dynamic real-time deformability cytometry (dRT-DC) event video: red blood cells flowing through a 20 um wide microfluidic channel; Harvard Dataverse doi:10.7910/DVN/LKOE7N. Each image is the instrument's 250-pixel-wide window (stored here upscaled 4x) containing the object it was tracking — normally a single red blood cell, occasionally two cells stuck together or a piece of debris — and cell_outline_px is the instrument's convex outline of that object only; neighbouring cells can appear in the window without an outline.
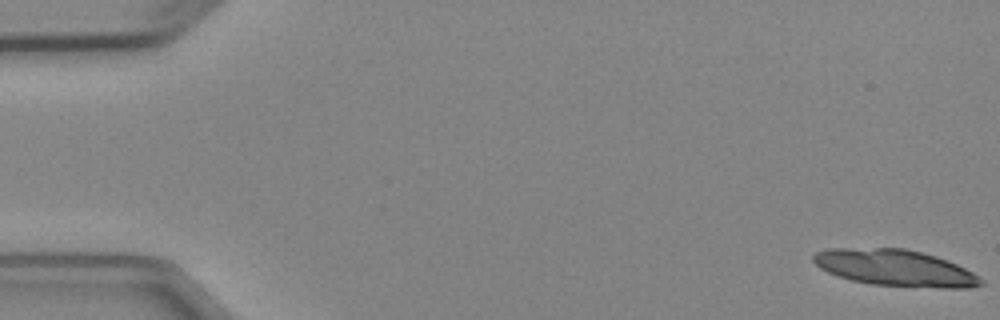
{"species": "Egyptian fruit bat (a non-hibernating species)", "species_latin": "Rousettus aegyptiacus", "temperature_condition": "cold", "stored_images_in_passage": 5, "camera_frame_rate_fps": 3000, "um_per_image_px": 0.085, "animal": {"sex": "female"}, "frame": {"image": 1, "passage_image": 1, "time_ms": 0.0, "image_size_px": [1000, 320], "cell_outline_px": [[984, 284], [972, 288], [940, 288], [872, 284], [852, 280], [836, 276], [820, 268], [812, 260], [812, 256], [816, 252], [828, 248], [904, 248], [936, 256], [956, 264], [972, 272], [984, 280]], "centroid_in_image_um": [76.09, 22.77], "position_along_channel_um": 8.9, "area_um2": 35.55}}